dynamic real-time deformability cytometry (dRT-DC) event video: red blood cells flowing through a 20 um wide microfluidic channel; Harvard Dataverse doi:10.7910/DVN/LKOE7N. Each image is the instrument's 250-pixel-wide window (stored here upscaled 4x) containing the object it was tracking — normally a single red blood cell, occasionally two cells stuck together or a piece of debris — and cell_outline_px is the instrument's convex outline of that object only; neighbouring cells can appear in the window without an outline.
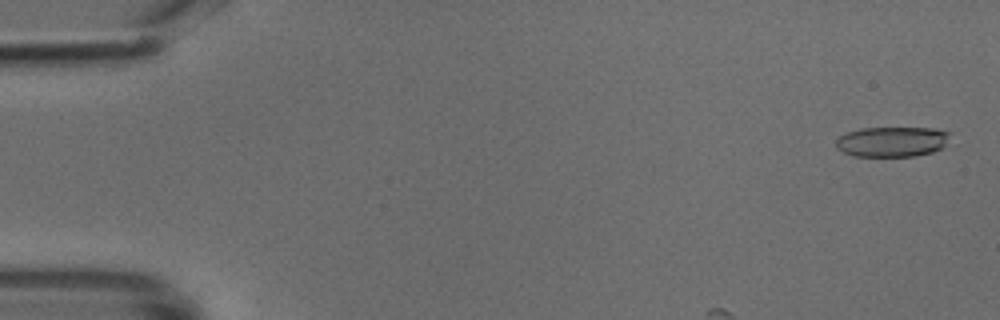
{"species": "common noctule bat (a hibernating species)", "species_latin": "Nyctalus noctula", "temperature_condition": "cold", "stored_images_in_passage": 14, "camera_frame_rate_fps": 3000, "um_per_image_px": 0.085, "animal": {"sex": "male", "body_mass_g": 18.8}, "frame": {"image": 1, "passage_image": 2, "time_ms": 0.333, "image_size_px": [1000, 320], "cell_outline_px": [[952, 132], [944, 148], [932, 152], [916, 156], [852, 156], [836, 148], [836, 140], [840, 136], [848, 132], [860, 128], [936, 128]], "centroid_in_image_um": [75.87, 12.04], "position_along_channel_um": 9.1, "area_um2": 20.29}}